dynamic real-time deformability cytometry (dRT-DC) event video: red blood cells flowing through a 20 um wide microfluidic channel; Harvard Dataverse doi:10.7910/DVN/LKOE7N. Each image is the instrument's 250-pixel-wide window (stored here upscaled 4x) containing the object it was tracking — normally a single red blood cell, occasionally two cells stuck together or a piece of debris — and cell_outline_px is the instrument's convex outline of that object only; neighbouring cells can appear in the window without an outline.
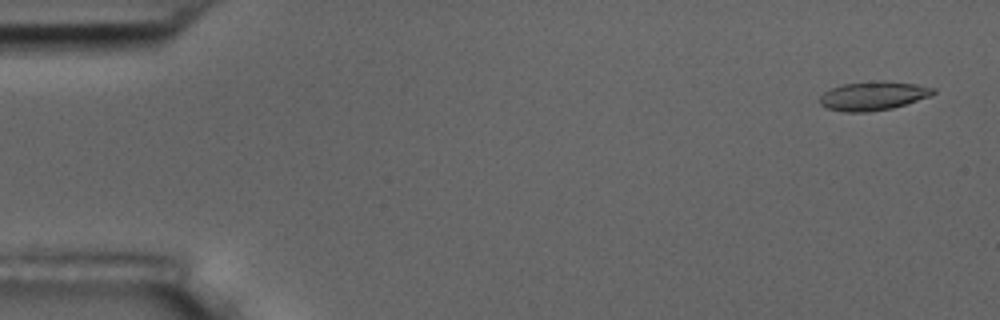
{"species": "common noctule bat (a hibernating species)", "species_latin": "Nyctalus noctula", "temperature_condition": "room temperature", "stored_images_in_passage": 7, "camera_frame_rate_fps": 3000, "um_per_image_px": 0.085, "animal": {"sex": "male", "body_mass_g": 17.5, "forearm_length_mm": 52.3}, "frame": {"image": 1, "passage_image": 1, "time_ms": 0.0, "image_size_px": [1000, 320], "cell_outline_px": [[936, 92], [928, 96], [892, 108], [868, 112], [844, 112], [828, 108], [820, 104], [820, 96], [824, 92], [832, 88], [844, 84], [880, 80], [916, 84], [936, 88]], "centroid_in_image_um": [74.21, 8.14], "position_along_channel_um": 10.8, "area_um2": 18.84}}
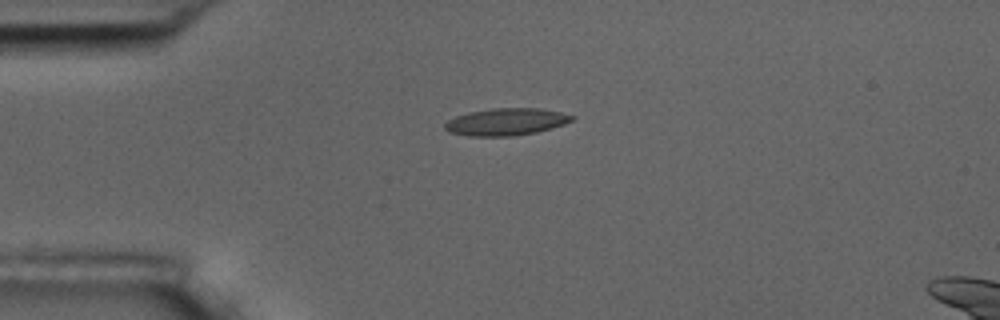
{"frame": {"image": 2, "passage_image": 4, "time_ms": 3.667, "image_size_px": [1000, 320], "cell_outline_px": [[576, 116], [572, 120], [564, 124], [552, 128], [536, 132], [512, 136], [468, 136], [448, 132], [444, 128], [444, 124], [448, 120], [456, 116], [468, 112], [492, 108], [540, 108], [560, 112]], "centroid_in_image_um": [43.0, 10.35], "position_along_channel_um": 42.0, "area_um2": 20.17}}